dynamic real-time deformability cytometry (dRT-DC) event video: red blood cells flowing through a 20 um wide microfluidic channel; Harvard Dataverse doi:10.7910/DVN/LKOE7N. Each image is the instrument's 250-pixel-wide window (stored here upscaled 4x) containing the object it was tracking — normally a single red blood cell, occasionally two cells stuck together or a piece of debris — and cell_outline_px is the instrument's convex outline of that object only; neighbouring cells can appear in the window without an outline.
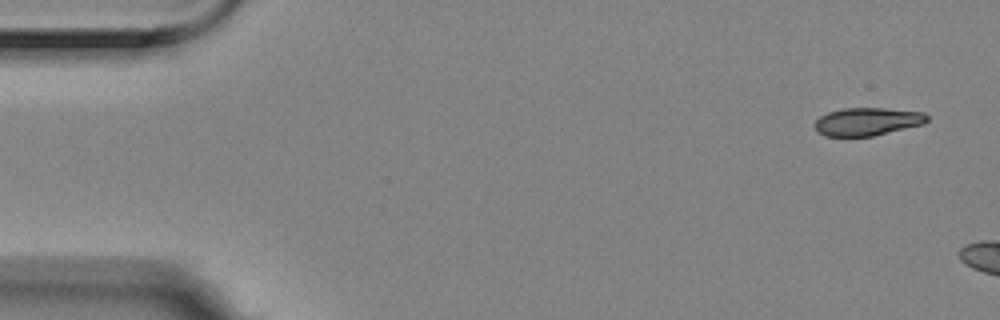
{"species": "Egyptian fruit bat (a non-hibernating species)", "species_latin": "Rousettus aegyptiacus", "temperature_condition": "room temperature", "stored_images_in_passage": 3, "camera_frame_rate_fps": 3000, "um_per_image_px": 0.085, "animal": {"sex": "female"}, "frame": {"image": 1, "passage_image": 1, "time_ms": 0.0, "image_size_px": [1000, 320], "cell_outline_px": [[928, 120], [924, 124], [872, 136], [824, 136], [816, 132], [816, 120], [820, 116], [828, 112], [844, 108], [884, 108], [924, 112], [928, 116]], "centroid_in_image_um": [73.73, 10.33], "position_along_channel_um": 11.3, "area_um2": 18.26}}